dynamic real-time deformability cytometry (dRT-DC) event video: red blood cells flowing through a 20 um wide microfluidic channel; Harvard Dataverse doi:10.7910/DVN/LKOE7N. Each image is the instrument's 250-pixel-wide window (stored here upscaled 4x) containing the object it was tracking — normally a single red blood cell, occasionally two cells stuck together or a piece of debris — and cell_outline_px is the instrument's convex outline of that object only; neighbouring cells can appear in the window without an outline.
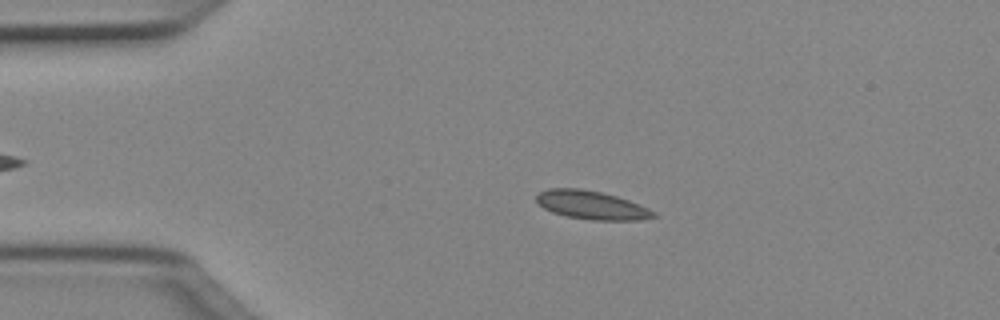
{"species": "Egyptian fruit bat (a non-hibernating species)", "species_latin": "Rousettus aegyptiacus", "temperature_condition": "cold", "stored_images_in_passage": 50, "camera_frame_rate_fps": 3000, "um_per_image_px": 0.085, "animal": {"sex": "female"}, "frame": {"image": 1, "passage_image": 10, "time_ms": 3.0, "image_size_px": [1000, 320], "cell_outline_px": [[656, 216], [640, 220], [592, 220], [568, 216], [552, 212], [544, 208], [536, 200], [536, 196], [540, 192], [548, 188], [580, 188], [600, 192], [616, 196], [640, 204], [656, 212]], "centroid_in_image_um": [50.3, 17.43], "position_along_channel_um": 34.7, "area_um2": 19.31}}
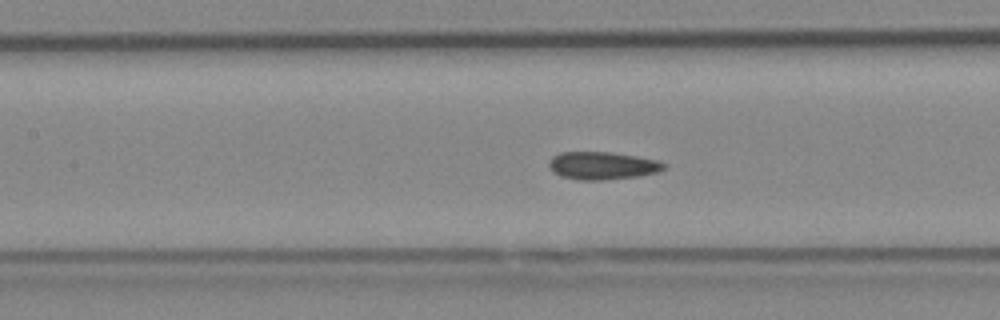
{"frame": {"image": 2, "passage_image": 22, "time_ms": 7.0, "image_size_px": [1000, 320], "cell_outline_px": [[668, 164], [660, 172], [640, 176], [600, 180], [576, 180], [560, 176], [552, 172], [548, 164], [548, 160], [552, 156], [560, 152], [612, 152], [636, 156], [656, 160]], "centroid_in_image_um": [51.18, 14.08], "position_along_channel_um": 156.2, "area_um2": 18.84}}
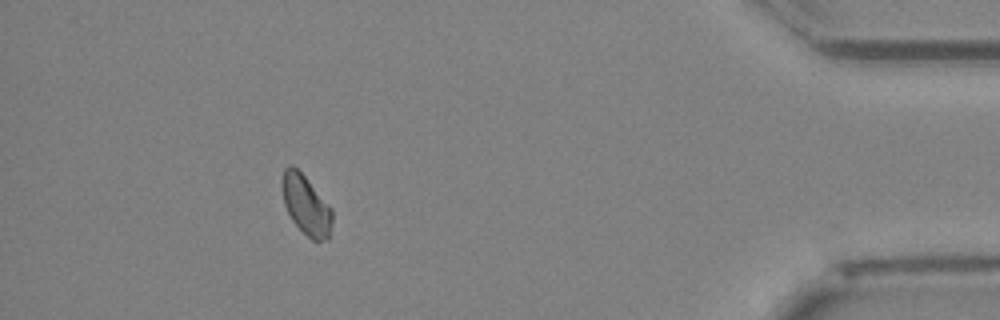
{"frame": {"image": 3, "passage_image": 45, "time_ms": 14.667, "image_size_px": [1000, 320], "cell_outline_px": [[332, 224], [328, 240], [312, 240], [292, 220], [284, 204], [280, 180], [284, 168], [288, 164], [292, 164], [304, 176], [332, 208]], "centroid_in_image_um": [25.99, 17.4], "position_along_channel_um": 409.2, "area_um2": 17.34}}